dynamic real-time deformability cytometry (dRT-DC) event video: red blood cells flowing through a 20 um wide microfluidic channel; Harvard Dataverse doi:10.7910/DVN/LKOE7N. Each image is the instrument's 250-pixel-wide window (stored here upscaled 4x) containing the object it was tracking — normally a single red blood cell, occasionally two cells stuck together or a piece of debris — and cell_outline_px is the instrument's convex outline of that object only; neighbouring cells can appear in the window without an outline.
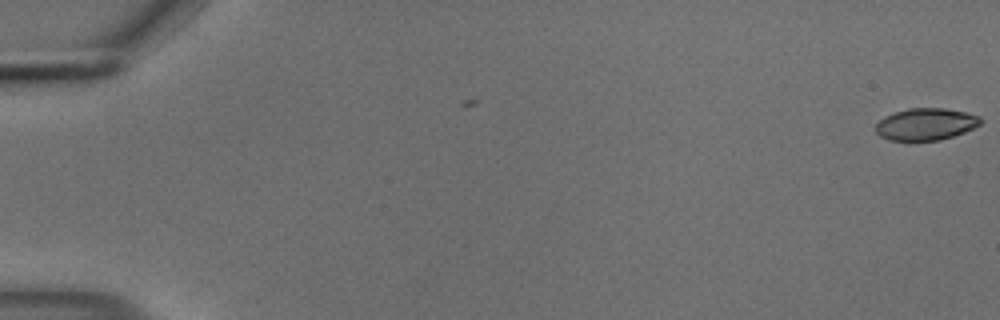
{"species": "common noctule bat (a hibernating species)", "species_latin": "Nyctalus noctula", "temperature_condition": "cold", "stored_images_in_passage": 4, "camera_frame_rate_fps": 3000, "um_per_image_px": 0.085, "animal": {"sex": "male", "body_mass_g": 18.8}, "frame": {"image": 1, "passage_image": 4, "time_ms": 1.0, "image_size_px": [1000, 320], "cell_outline_px": [[984, 120], [980, 124], [964, 132], [940, 140], [888, 140], [880, 136], [876, 132], [876, 124], [884, 116], [908, 108], [944, 108], [968, 112], [980, 116]], "centroid_in_image_um": [78.71, 10.54], "position_along_channel_um": 6.3, "area_um2": 19.54}}